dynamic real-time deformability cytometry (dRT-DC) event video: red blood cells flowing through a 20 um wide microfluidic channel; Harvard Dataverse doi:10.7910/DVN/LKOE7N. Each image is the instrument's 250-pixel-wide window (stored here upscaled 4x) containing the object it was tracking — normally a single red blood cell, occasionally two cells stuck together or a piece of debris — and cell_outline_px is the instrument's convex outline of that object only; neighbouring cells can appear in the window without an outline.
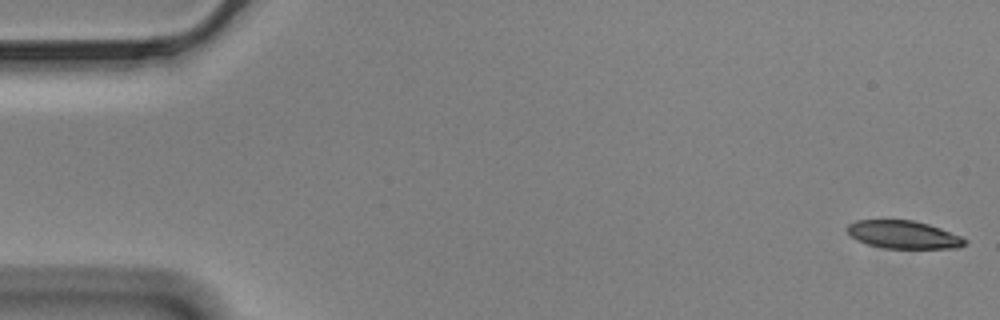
{"species": "Egyptian fruit bat (a non-hibernating species)", "species_latin": "Rousettus aegyptiacus", "temperature_condition": "cold", "stored_images_in_passage": 57, "camera_frame_rate_fps": 3000, "um_per_image_px": 0.085, "animal": {"sex": "male"}, "frame": {"image": 1, "passage_image": 1, "time_ms": 0.0, "image_size_px": [1000, 320], "cell_outline_px": [[968, 240], [960, 248], [884, 248], [868, 244], [856, 240], [848, 232], [848, 224], [856, 220], [912, 220], [928, 224], [940, 228], [960, 236]], "centroid_in_image_um": [76.8, 19.94], "position_along_channel_um": 8.2, "area_um2": 18.96}}
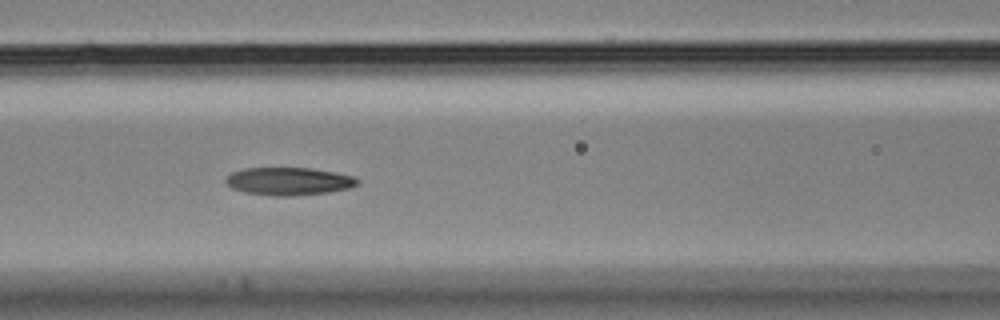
{"frame": {"image": 2, "passage_image": 24, "time_ms": 7.667, "image_size_px": [1000, 320], "cell_outline_px": [[360, 180], [356, 184], [348, 188], [328, 192], [288, 196], [272, 196], [244, 192], [232, 188], [224, 180], [232, 172], [244, 168], [312, 168], [336, 172], [356, 176]], "centroid_in_image_um": [24.55, 15.4], "position_along_channel_um": 142.0, "area_um2": 21.33}}
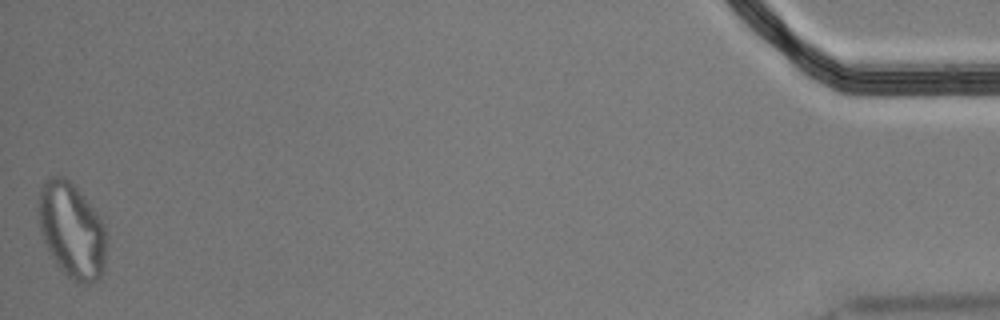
{"frame": {"image": 3, "passage_image": 57, "time_ms": 18.667, "image_size_px": [1000, 320], "cell_outline_px": [[108, 236], [104, 272], [96, 280], [88, 284], [84, 284], [72, 280], [56, 264], [48, 252], [40, 228], [40, 192], [44, 180], [48, 176], [64, 176], [76, 184], [100, 216], [104, 224]], "centroid_in_image_um": [6.16, 19.57], "position_along_channel_um": 429.0, "area_um2": 38.32}, "authors_computed_cell_mechanics": {"area_um2": 21.386, "velocity_mm_per_s": 3.4723, "shape_relaxation_time_tau1_ms": null, "shape_relaxation_time_tau2_ms": 5.3654, "deformation_change_tau1": null, "deformation_change_tau2": 0.1346}}